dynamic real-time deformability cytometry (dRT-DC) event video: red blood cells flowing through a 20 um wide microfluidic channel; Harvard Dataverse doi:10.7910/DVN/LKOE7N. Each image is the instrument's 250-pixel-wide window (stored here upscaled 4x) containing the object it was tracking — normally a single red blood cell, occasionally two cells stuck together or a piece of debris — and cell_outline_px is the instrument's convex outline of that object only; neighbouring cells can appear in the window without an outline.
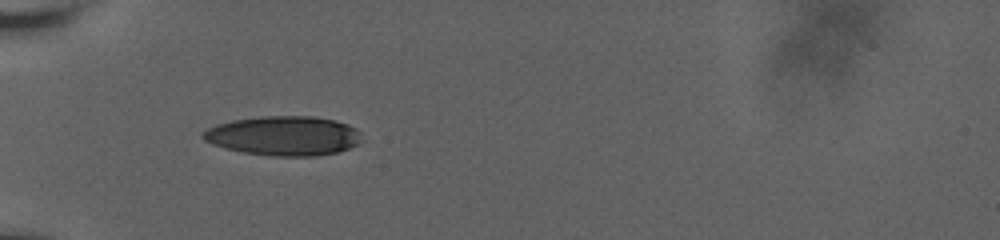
{"species": "human", "species_latin": "Homo sapiens", "temperature_condition": "room temperature", "stored_images_in_passage": 5, "camera_frame_rate_fps": 3000, "um_per_image_px": 0.085, "donor": {"sex": "male"}, "frame": {"image": 1, "passage_image": 1, "time_ms": 0.0, "image_size_px": [1000, 240], "cell_outline_px": [[364, 140], [348, 148], [336, 152], [316, 156], [272, 156], [244, 152], [212, 144], [204, 140], [200, 136], [208, 128], [216, 124], [232, 120], [260, 116], [312, 116], [336, 120], [348, 124], [356, 128]], "centroid_in_image_um": [24.13, 11.53], "position_along_channel_um": 60.9, "area_um2": 36.53}}
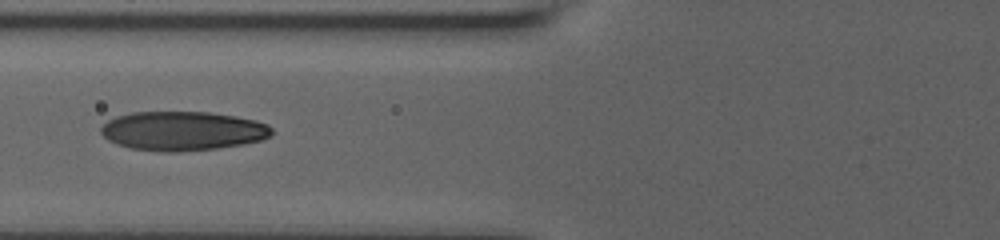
{"frame": {"image": 2, "passage_image": 3, "time_ms": 1.667, "image_size_px": [1000, 240], "cell_outline_px": [[272, 136], [260, 140], [244, 144], [216, 148], [176, 152], [164, 152], [132, 148], [116, 144], [108, 140], [100, 132], [100, 128], [108, 120], [116, 116], [132, 112], [208, 112], [236, 116], [256, 120], [268, 124], [272, 128]], "centroid_in_image_um": [15.53, 11.12], "position_along_channel_um": 110.3, "area_um2": 39.07}}
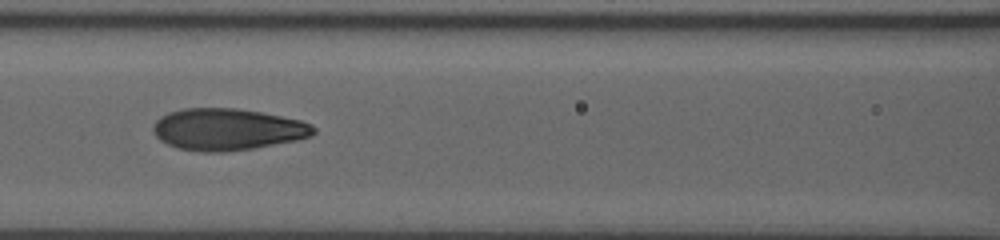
{"frame": {"image": 3, "passage_image": 4, "time_ms": 2.667, "image_size_px": [1000, 240], "cell_outline_px": [[316, 132], [312, 136], [296, 140], [252, 148], [228, 152], [200, 152], [176, 148], [160, 140], [152, 132], [152, 128], [156, 120], [160, 116], [168, 112], [184, 108], [236, 108], [260, 112], [300, 120], [312, 124], [316, 128]], "centroid_in_image_um": [19.3, 11.0], "position_along_channel_um": 147.3, "area_um2": 39.19}}